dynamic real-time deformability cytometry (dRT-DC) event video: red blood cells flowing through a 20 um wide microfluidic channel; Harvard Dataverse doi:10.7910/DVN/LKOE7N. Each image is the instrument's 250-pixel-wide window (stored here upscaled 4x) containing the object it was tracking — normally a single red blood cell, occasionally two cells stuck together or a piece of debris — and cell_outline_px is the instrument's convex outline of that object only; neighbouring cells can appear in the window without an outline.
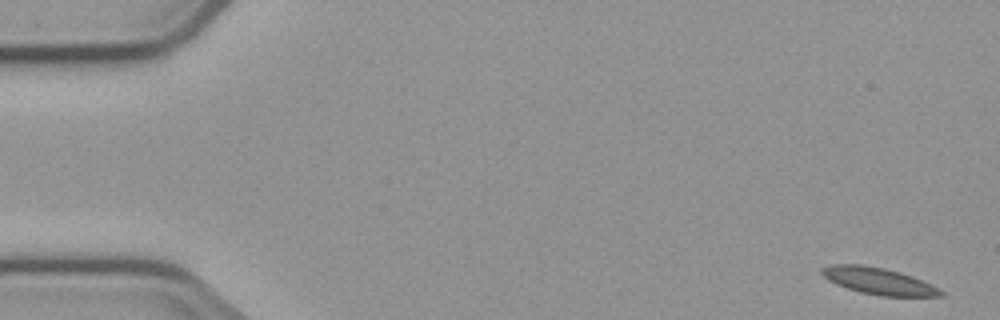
{"species": "common noctule bat (a hibernating species)", "species_latin": "Nyctalus noctula", "temperature_condition": "cold", "stored_images_in_passage": 3, "camera_frame_rate_fps": 3000, "um_per_image_px": 0.085, "animal": {"sex": "male", "body_mass_g": 23.1, "forearm_length_mm": 52.7}, "frame": {"image": 1, "passage_image": 1, "time_ms": 0.0, "image_size_px": [1000, 320], "cell_outline_px": [[944, 296], [880, 296], [860, 292], [836, 284], [828, 280], [820, 272], [820, 268], [832, 264], [864, 264], [884, 268], [900, 272], [912, 276], [944, 292]], "centroid_in_image_um": [74.61, 23.87], "position_along_channel_um": 10.4, "area_um2": 18.38}}